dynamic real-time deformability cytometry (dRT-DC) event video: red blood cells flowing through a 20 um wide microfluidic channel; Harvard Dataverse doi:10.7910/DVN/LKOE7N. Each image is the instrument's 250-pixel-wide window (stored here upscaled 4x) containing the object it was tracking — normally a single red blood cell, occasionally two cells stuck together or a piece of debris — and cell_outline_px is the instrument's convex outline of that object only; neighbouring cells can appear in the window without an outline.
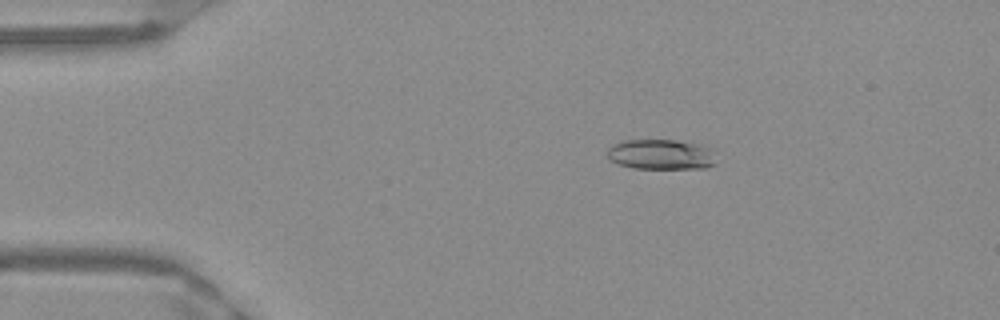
{"species": "Egyptian fruit bat (a non-hibernating species)", "species_latin": "Rousettus aegyptiacus", "temperature_condition": "warm", "stored_images_in_passage": 52, "camera_frame_rate_fps": 3000, "um_per_image_px": 0.085, "frame": {"image": 1, "passage_image": 10, "time_ms": 3.0, "image_size_px": [1000, 320], "cell_outline_px": [[712, 164], [704, 168], [632, 168], [620, 164], [612, 160], [608, 156], [608, 148], [624, 140], [676, 140], [708, 148]], "centroid_in_image_um": [56.07, 13.13], "position_along_channel_um": 28.9, "area_um2": 18.26}}
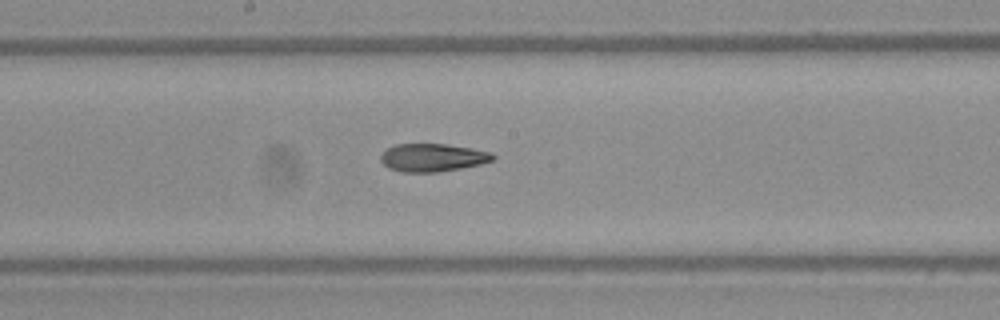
{"frame": {"image": 2, "passage_image": 28, "time_ms": 9.0, "image_size_px": [1000, 320], "cell_outline_px": [[496, 156], [492, 160], [480, 164], [460, 168], [436, 172], [404, 172], [388, 168], [380, 160], [380, 156], [388, 148], [396, 144], [444, 144], [472, 148], [492, 152]], "centroid_in_image_um": [36.77, 13.39], "position_along_channel_um": 211.4, "area_um2": 18.15}}
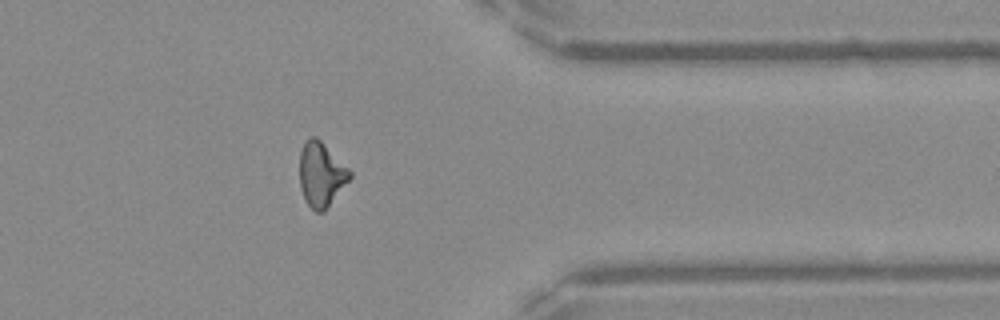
{"frame": {"image": 3, "passage_image": 42, "time_ms": 13.667, "image_size_px": [1000, 320], "cell_outline_px": [[352, 176], [324, 212], [316, 212], [308, 204], [300, 188], [300, 152], [304, 140], [308, 136], [316, 136], [352, 172]], "centroid_in_image_um": [27.29, 14.8], "position_along_channel_um": 384.1, "area_um2": 18.73}, "authors_computed_cell_mechanics": {"area_um2": 18.9584, "velocity_mm_per_s": 3.9727, "shape_relaxation_time_tau1_ms": null, "shape_relaxation_time_tau2_ms": 2.277, "deformation_change_tau1": null, "deformation_change_tau2": 0.103}}